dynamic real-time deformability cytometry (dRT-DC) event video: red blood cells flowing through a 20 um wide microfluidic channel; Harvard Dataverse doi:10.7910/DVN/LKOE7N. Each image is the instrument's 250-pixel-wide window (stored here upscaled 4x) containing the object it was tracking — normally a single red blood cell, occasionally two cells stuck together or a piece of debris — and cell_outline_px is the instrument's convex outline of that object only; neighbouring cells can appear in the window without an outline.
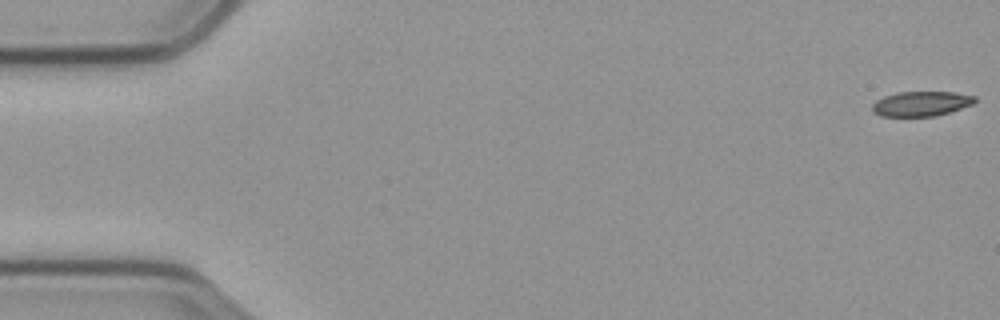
{"species": "common noctule bat (a hibernating species)", "species_latin": "Nyctalus noctula", "temperature_condition": "cold", "stored_images_in_passage": 58, "camera_frame_rate_fps": 3000, "um_per_image_px": 0.085, "animal": {"sex": "male", "body_mass_g": 23.1, "forearm_length_mm": 52.7}, "frame": {"image": 1, "passage_image": 1, "time_ms": 0.0, "image_size_px": [1000, 320], "cell_outline_px": [[976, 100], [972, 104], [936, 116], [880, 116], [872, 112], [872, 104], [876, 100], [884, 96], [896, 92], [956, 92], [976, 96]], "centroid_in_image_um": [78.27, 8.81], "position_along_channel_um": 6.7, "area_um2": 14.85}}
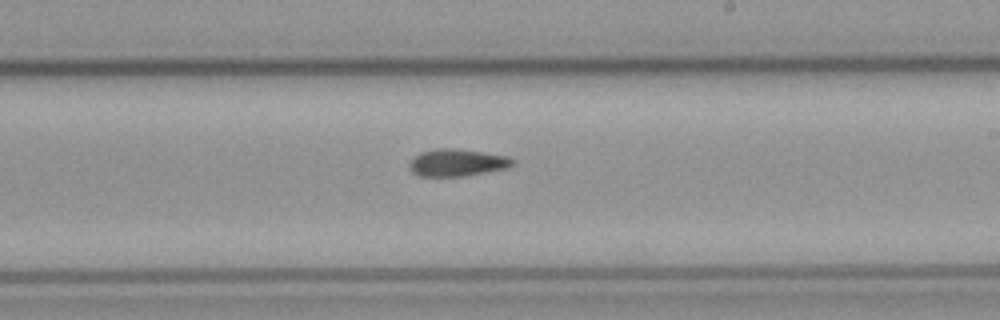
{"frame": {"image": 2, "passage_image": 34, "time_ms": 11.0, "image_size_px": [1000, 320], "cell_outline_px": [[516, 164], [508, 168], [460, 176], [420, 176], [412, 172], [408, 168], [408, 164], [420, 152], [436, 148], [448, 148], [480, 152], [504, 156], [512, 160]], "centroid_in_image_um": [38.8, 13.83], "position_along_channel_um": 250.2, "area_um2": 16.01}}
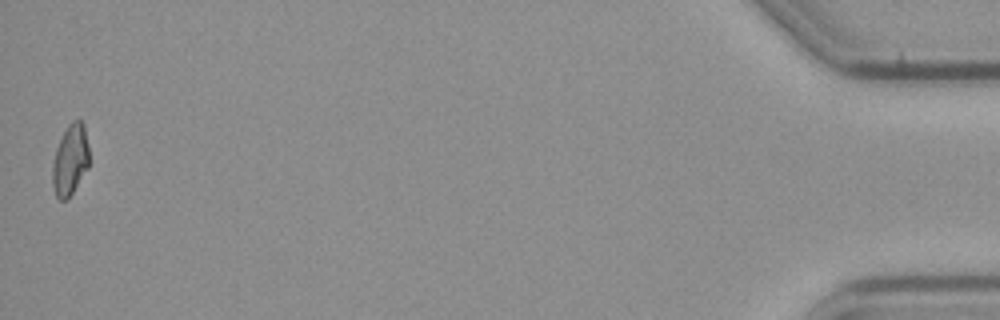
{"frame": {"image": 3, "passage_image": 58, "time_ms": 19.0, "image_size_px": [1000, 320], "cell_outline_px": [[88, 168], [72, 192], [64, 200], [60, 200], [56, 196], [52, 184], [52, 164], [56, 148], [68, 124], [72, 120], [80, 120], [84, 124], [88, 148]], "centroid_in_image_um": [5.95, 13.58], "position_along_channel_um": 429.2, "area_um2": 14.91}, "authors_computed_cell_mechanics": {"area_um2": 15.9817, "velocity_mm_per_s": 3.5199, "shape_relaxation_time_tau1_ms": 9.0969, "shape_relaxation_time_tau2_ms": null, "deformation_change_tau1": 0.1955, "deformation_change_tau2": null}}